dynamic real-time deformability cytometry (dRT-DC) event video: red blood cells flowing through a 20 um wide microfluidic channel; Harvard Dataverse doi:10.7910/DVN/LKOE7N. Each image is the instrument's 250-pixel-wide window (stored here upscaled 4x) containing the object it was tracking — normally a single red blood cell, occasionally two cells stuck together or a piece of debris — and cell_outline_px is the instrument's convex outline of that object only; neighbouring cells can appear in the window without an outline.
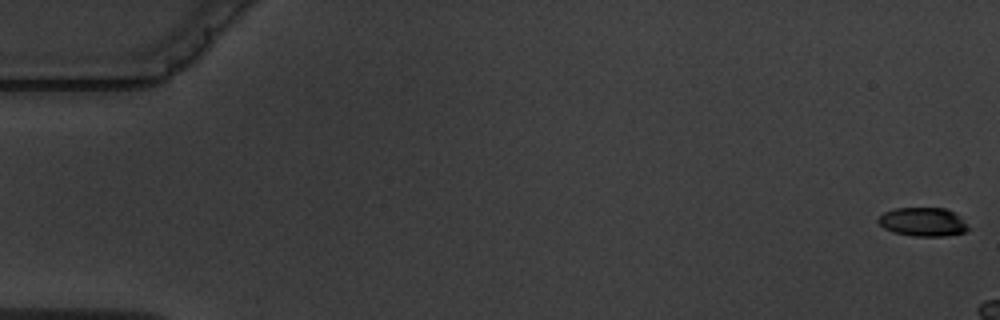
{"species": "common noctule bat (a hibernating species)", "species_latin": "Nyctalus noctula", "temperature_condition": "warm", "stored_images_in_passage": 4, "camera_frame_rate_fps": 3000, "um_per_image_px": 0.085, "animal": {"sex": "male", "body_mass_g": 19.5, "forearm_length_mm": 54.6}, "frame": {"image": 1, "passage_image": 1, "time_ms": 0.0, "image_size_px": [1000, 320], "cell_outline_px": [[968, 228], [964, 232], [944, 236], [912, 236], [892, 232], [884, 228], [876, 220], [884, 212], [892, 208], [944, 208], [956, 212]], "centroid_in_image_um": [78.4, 18.85], "position_along_channel_um": 6.6, "area_um2": 15.03}}